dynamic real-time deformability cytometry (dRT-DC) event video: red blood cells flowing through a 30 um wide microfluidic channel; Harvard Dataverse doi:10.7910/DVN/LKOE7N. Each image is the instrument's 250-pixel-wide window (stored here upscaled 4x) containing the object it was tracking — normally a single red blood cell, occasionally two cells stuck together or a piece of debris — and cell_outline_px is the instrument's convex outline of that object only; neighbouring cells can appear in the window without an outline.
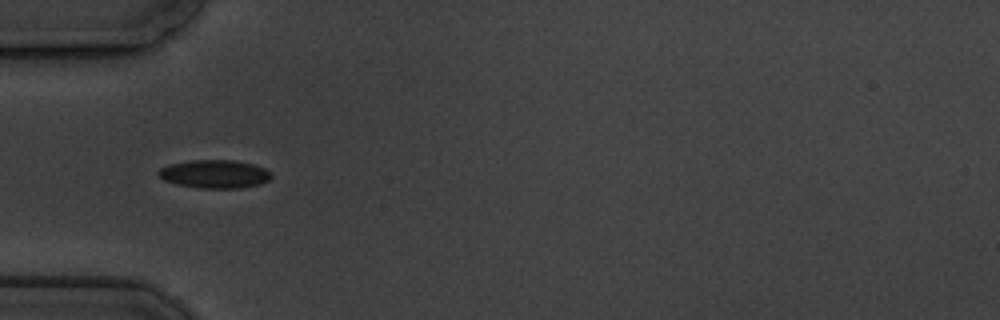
{"species": "common noctule bat (a hibernating species)", "species_latin": "Nyctalus noctula", "temperature_condition": "cold", "stored_images_in_passage": 10, "camera_frame_rate_fps": 3000, "um_per_image_px": 0.085, "animal": {"sex": "male", "body_mass_g": 19.5, "forearm_length_mm": 54.6}, "frame": {"image": 1, "passage_image": 4, "time_ms": 3.333, "image_size_px": [1000, 320], "cell_outline_px": [[272, 176], [268, 180], [260, 184], [240, 188], [200, 188], [176, 184], [164, 180], [156, 172], [160, 168], [172, 164], [192, 160], [232, 160], [252, 164], [264, 168]], "centroid_in_image_um": [18.23, 14.8], "position_along_channel_um": 66.8, "area_um2": 18.38}}
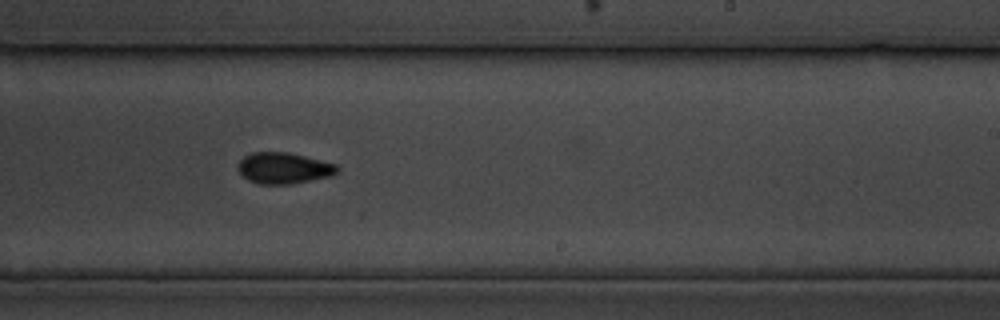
{"frame": {"image": 2, "passage_image": 9, "time_ms": 9.0, "image_size_px": [1000, 320], "cell_outline_px": [[340, 168], [332, 176], [292, 184], [256, 184], [248, 180], [236, 168], [236, 164], [244, 156], [252, 152], [288, 152], [336, 164]], "centroid_in_image_um": [24.09, 14.29], "position_along_channel_um": 264.9, "area_um2": 18.15}}
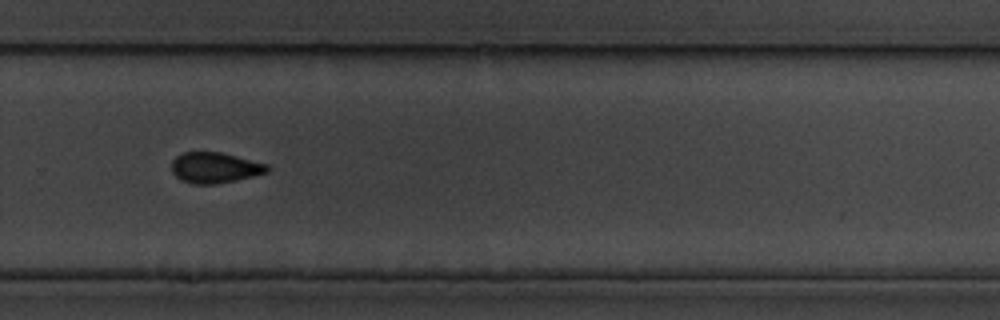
{"frame": {"image": 3, "passage_image": 10, "time_ms": 10.333, "image_size_px": [1000, 320], "cell_outline_px": [[268, 172], [236, 180], [216, 184], [192, 184], [180, 180], [172, 172], [172, 160], [180, 152], [220, 152], [268, 164]], "centroid_in_image_um": [18.22, 14.25], "position_along_channel_um": 311.6, "area_um2": 17.11}}